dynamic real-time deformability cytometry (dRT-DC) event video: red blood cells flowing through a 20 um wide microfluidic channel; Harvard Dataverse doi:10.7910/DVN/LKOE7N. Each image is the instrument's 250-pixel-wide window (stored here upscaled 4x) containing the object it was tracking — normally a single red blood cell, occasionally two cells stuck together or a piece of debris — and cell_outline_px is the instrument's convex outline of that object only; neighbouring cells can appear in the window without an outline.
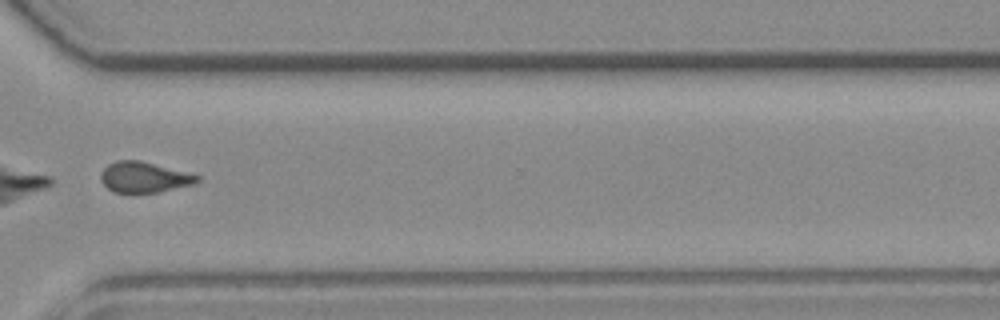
{"species": "common noctule bat (a hibernating species)", "species_latin": "Nyctalus noctula", "temperature_condition": "room temperature", "stored_images_in_passage": 33, "camera_frame_rate_fps": 3000, "um_per_image_px": 0.085, "animal": {"sex": "female", "body_mass_g": 19.3, "forearm_length_mm": 54.1}, "frame": {"image": 1, "passage_image": 24, "time_ms": 7.667, "image_size_px": [1000, 320], "cell_outline_px": [[200, 180], [192, 184], [156, 192], [132, 196], [112, 192], [100, 180], [100, 172], [108, 164], [116, 160], [140, 160], [200, 176]], "centroid_in_image_um": [12.16, 15.1], "position_along_channel_um": 358.4, "area_um2": 17.57}}